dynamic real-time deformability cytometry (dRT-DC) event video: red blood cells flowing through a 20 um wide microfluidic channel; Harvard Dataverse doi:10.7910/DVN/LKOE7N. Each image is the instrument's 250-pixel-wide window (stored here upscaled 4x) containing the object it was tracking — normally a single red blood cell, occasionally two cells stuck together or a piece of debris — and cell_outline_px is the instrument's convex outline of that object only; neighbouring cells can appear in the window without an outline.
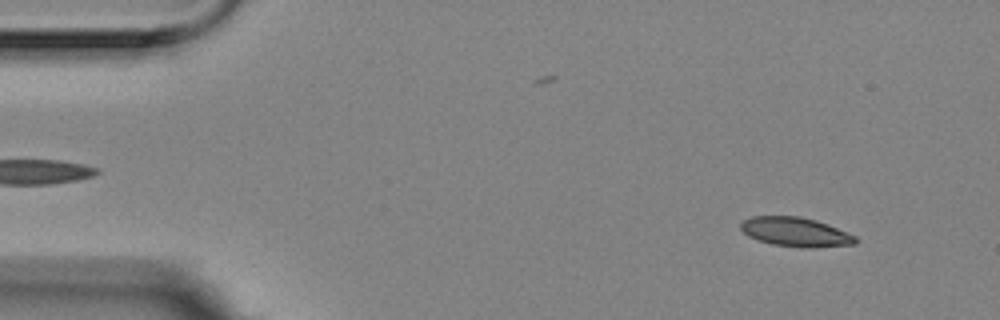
{"species": "Egyptian fruit bat (a non-hibernating species)", "species_latin": "Rousettus aegyptiacus", "temperature_condition": "room temperature", "stored_images_in_passage": 57, "camera_frame_rate_fps": 3000, "um_per_image_px": 0.085, "animal": {"sex": "female"}, "frame": {"image": 1, "passage_image": 5, "time_ms": 1.333, "image_size_px": [1000, 320], "cell_outline_px": [[860, 240], [856, 244], [812, 248], [800, 248], [772, 244], [756, 240], [748, 236], [740, 228], [740, 224], [744, 220], [752, 216], [800, 216], [816, 220], [828, 224], [856, 236]], "centroid_in_image_um": [67.65, 19.73], "position_along_channel_um": 17.4, "area_um2": 19.83}}
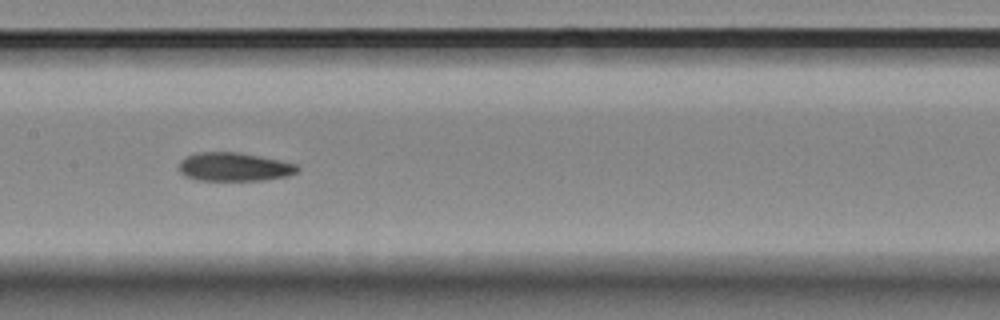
{"frame": {"image": 2, "passage_image": 27, "time_ms": 8.667, "image_size_px": [1000, 320], "cell_outline_px": [[300, 168], [296, 172], [288, 176], [260, 180], [196, 180], [184, 176], [180, 172], [180, 160], [196, 152], [240, 152], [280, 160], [296, 164]], "centroid_in_image_um": [19.9, 14.18], "position_along_channel_um": 187.5, "area_um2": 19.71}}
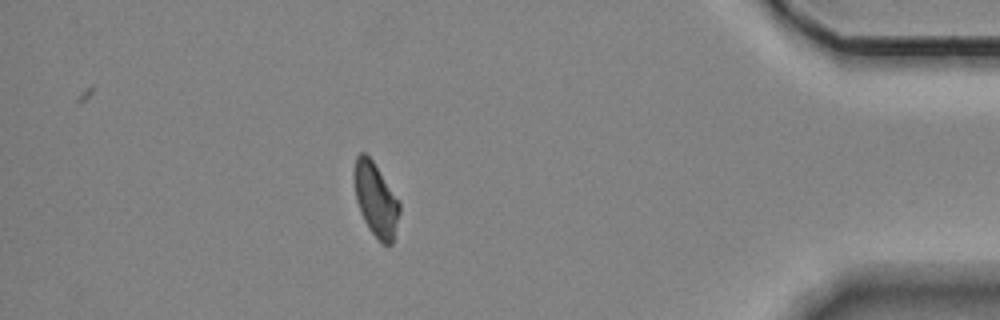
{"frame": {"image": 3, "passage_image": 49, "time_ms": 16.0, "image_size_px": [1000, 320], "cell_outline_px": [[400, 212], [392, 244], [380, 244], [368, 228], [360, 212], [356, 200], [352, 176], [352, 172], [356, 156], [360, 152], [364, 152], [372, 160], [400, 204]], "centroid_in_image_um": [31.89, 16.97], "position_along_channel_um": 403.3, "area_um2": 19.48}, "authors_computed_cell_mechanics": {"area_um2": 19.8832, "velocity_mm_per_s": 3.5395, "shape_relaxation_time_tau1_ms": 8.1766, "shape_relaxation_time_tau2_ms": 3.2603, "deformation_change_tau1": 0.1858, "deformation_change_tau2": 0.0913}}